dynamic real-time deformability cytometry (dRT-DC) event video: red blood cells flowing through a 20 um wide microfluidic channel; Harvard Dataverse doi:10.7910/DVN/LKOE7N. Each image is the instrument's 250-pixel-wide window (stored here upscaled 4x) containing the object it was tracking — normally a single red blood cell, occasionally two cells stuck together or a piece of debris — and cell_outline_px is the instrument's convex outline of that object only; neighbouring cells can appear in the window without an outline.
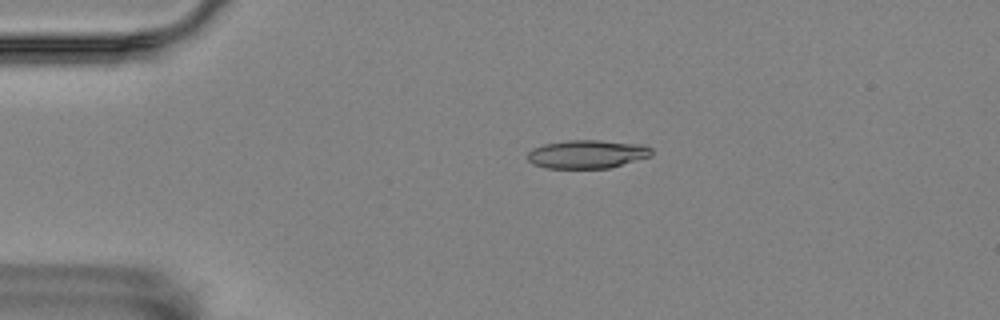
{"species": "Egyptian fruit bat (a non-hibernating species)", "species_latin": "Rousettus aegyptiacus", "temperature_condition": "room temperature", "stored_images_in_passage": 7, "camera_frame_rate_fps": 3000, "um_per_image_px": 0.085, "animal": {"sex": "female"}, "frame": {"image": 1, "passage_image": 4, "time_ms": 1.0, "image_size_px": [1000, 320], "cell_outline_px": [[652, 156], [608, 168], [548, 168], [532, 164], [528, 160], [528, 152], [532, 148], [544, 144], [568, 140], [600, 140], [644, 144], [652, 148]], "centroid_in_image_um": [49.92, 13.09], "position_along_channel_um": 35.1, "area_um2": 20.63}}
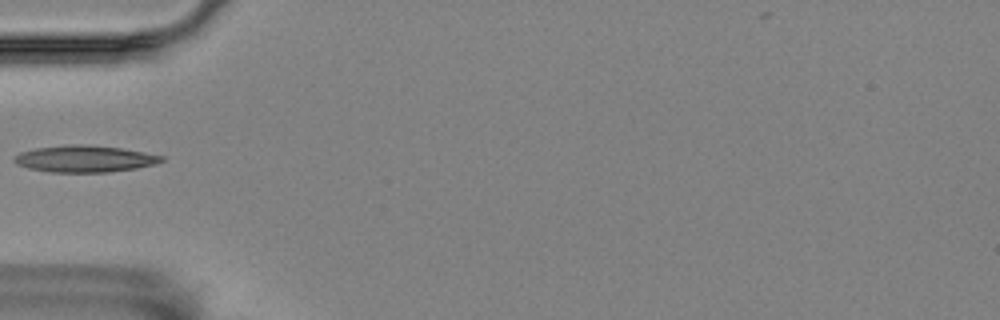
{"frame": {"image": 2, "passage_image": 6, "time_ms": 1.667, "image_size_px": [1000, 320], "cell_outline_px": [[164, 160], [152, 164], [136, 168], [108, 172], [48, 172], [28, 168], [16, 164], [12, 160], [12, 156], [20, 152], [36, 148], [64, 144], [84, 144], [120, 148], [144, 152], [164, 156]], "centroid_in_image_um": [7.12, 13.49], "position_along_channel_um": 77.9, "area_um2": 23.0}}